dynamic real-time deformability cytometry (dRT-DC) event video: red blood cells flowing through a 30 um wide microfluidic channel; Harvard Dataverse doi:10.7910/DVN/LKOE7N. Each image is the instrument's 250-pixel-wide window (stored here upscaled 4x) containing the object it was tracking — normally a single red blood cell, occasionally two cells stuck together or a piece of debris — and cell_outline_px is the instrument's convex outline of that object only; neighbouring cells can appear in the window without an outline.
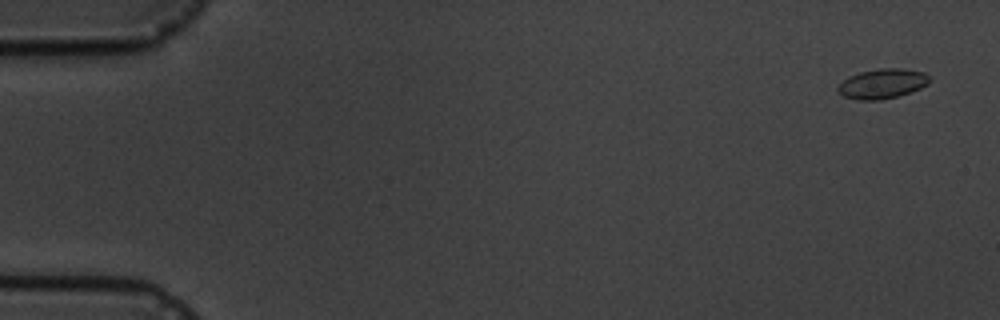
{"species": "common noctule bat (a hibernating species)", "species_latin": "Nyctalus noctula", "temperature_condition": "cold", "stored_images_in_passage": 4, "camera_frame_rate_fps": 3000, "um_per_image_px": 0.085, "animal": {"sex": "male", "body_mass_g": 19.5, "forearm_length_mm": 54.6}, "frame": {"image": 1, "passage_image": 1, "time_ms": 0.0, "image_size_px": [1000, 320], "cell_outline_px": [[932, 80], [928, 84], [920, 88], [896, 96], [880, 100], [856, 100], [844, 96], [836, 88], [848, 76], [860, 72], [880, 68], [904, 68], [924, 72], [932, 76]], "centroid_in_image_um": [75.04, 7.1], "position_along_channel_um": 10.0, "area_um2": 15.95}}
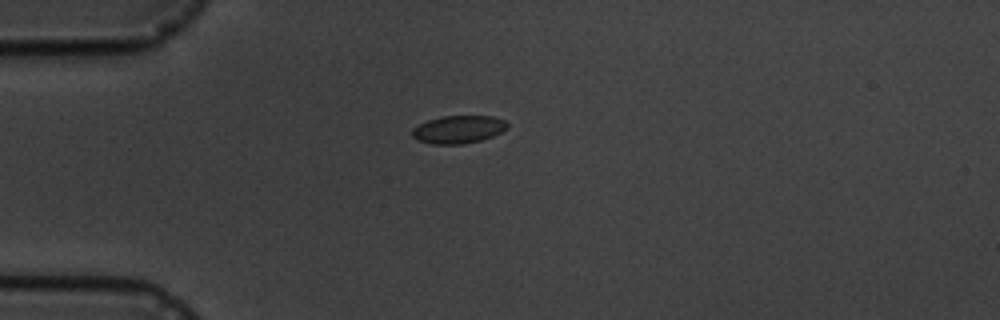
{"frame": {"image": 2, "passage_image": 4, "time_ms": 4.333, "image_size_px": [1000, 320], "cell_outline_px": [[508, 128], [492, 136], [480, 140], [464, 144], [432, 144], [416, 140], [412, 136], [412, 128], [428, 120], [444, 116], [492, 116], [504, 120], [508, 124]], "centroid_in_image_um": [38.95, 11.0], "position_along_channel_um": 46.1, "area_um2": 15.37}}